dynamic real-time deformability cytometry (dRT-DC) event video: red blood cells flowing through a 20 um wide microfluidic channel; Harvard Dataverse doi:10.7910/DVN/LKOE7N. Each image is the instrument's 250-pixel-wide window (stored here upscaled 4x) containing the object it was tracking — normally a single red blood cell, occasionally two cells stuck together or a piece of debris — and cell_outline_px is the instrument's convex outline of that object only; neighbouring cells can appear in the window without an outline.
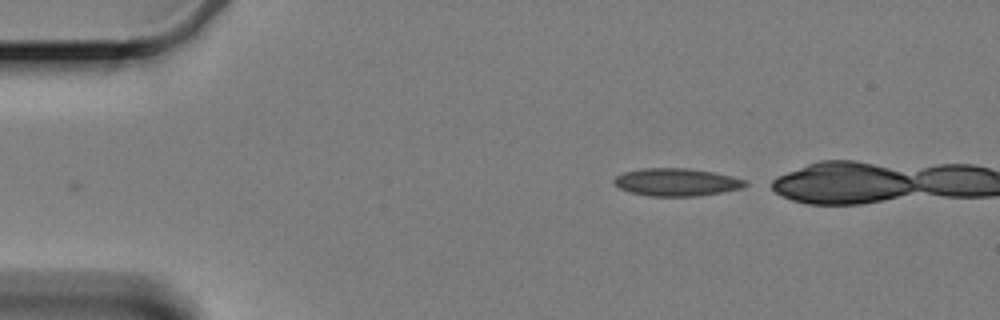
{"species": "Egyptian fruit bat (a non-hibernating species)", "species_latin": "Rousettus aegyptiacus", "temperature_condition": "cold", "stored_images_in_passage": 9, "camera_frame_rate_fps": 3000, "um_per_image_px": 0.085, "animal": {"sex": "female"}, "frame": {"image": 1, "passage_image": 1, "time_ms": 0.0, "image_size_px": [1000, 320], "cell_outline_px": [[748, 184], [740, 188], [720, 192], [696, 196], [652, 196], [632, 192], [620, 188], [612, 180], [616, 176], [624, 172], [644, 168], [688, 168], [712, 172], [732, 176], [748, 180]], "centroid_in_image_um": [57.52, 15.47], "position_along_channel_um": 27.5, "area_um2": 20.92}}
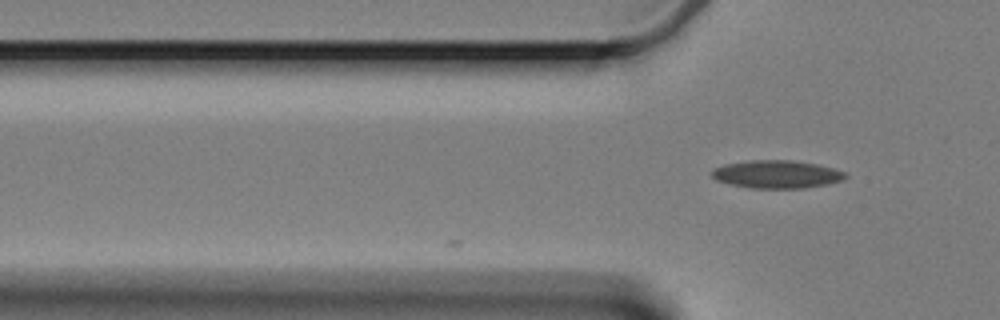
{"frame": {"image": 2, "passage_image": 9, "time_ms": 2.667, "image_size_px": [1000, 320], "cell_outline_px": [[848, 176], [844, 180], [828, 184], [804, 188], [748, 188], [716, 180], [712, 176], [712, 168], [724, 164], [752, 160], [792, 160], [816, 164], [836, 168], [844, 172]], "centroid_in_image_um": [66.05, 14.81], "position_along_channel_um": 59.8, "area_um2": 21.85}}